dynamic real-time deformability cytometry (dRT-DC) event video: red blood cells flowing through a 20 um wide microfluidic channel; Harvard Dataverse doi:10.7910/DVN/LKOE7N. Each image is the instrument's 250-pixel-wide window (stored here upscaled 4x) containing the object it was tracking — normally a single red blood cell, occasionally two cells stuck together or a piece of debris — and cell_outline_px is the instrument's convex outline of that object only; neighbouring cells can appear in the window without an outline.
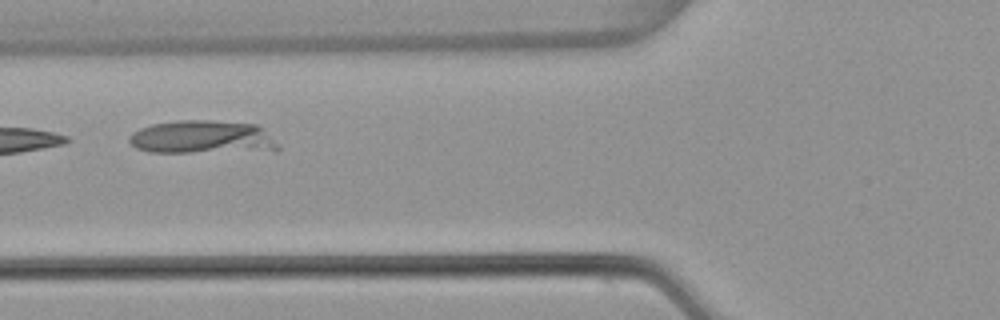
{"species": "common noctule bat (a hibernating species)", "species_latin": "Nyctalus noctula", "temperature_condition": "warm", "stored_images_in_passage": 5, "camera_frame_rate_fps": 3000, "um_per_image_px": 0.085, "animal": {"sex": "female", "body_mass_g": 22.7, "forearm_length_mm": 54.2}, "frame": {"image": 1, "passage_image": 3, "time_ms": 0.667, "image_size_px": [1000, 320], "cell_outline_px": [[280, 148], [276, 152], [148, 152], [136, 148], [128, 140], [128, 136], [132, 132], [140, 128], [152, 124], [180, 120], [212, 120], [256, 124]], "centroid_in_image_um": [17.19, 11.68], "position_along_channel_um": 108.6, "area_um2": 29.13}}
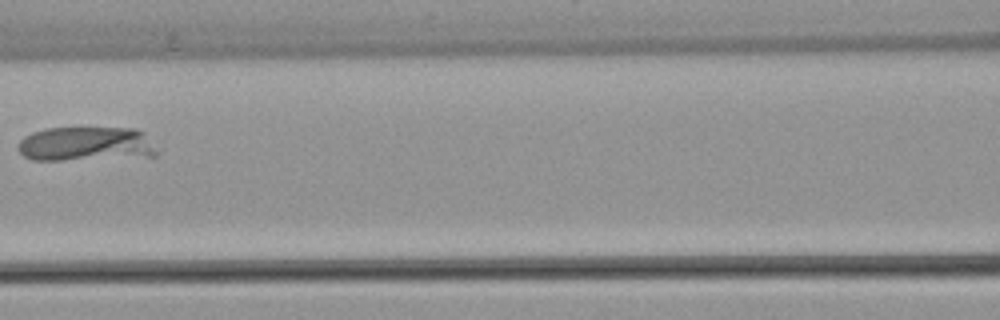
{"frame": {"image": 2, "passage_image": 4, "time_ms": 1.0, "image_size_px": [1000, 320], "cell_outline_px": [[160, 152], [156, 156], [60, 160], [32, 160], [24, 156], [16, 148], [20, 140], [24, 136], [32, 132], [44, 128], [136, 128], [144, 132]], "centroid_in_image_um": [7.32, 12.24], "position_along_channel_um": 159.3, "area_um2": 28.15}}